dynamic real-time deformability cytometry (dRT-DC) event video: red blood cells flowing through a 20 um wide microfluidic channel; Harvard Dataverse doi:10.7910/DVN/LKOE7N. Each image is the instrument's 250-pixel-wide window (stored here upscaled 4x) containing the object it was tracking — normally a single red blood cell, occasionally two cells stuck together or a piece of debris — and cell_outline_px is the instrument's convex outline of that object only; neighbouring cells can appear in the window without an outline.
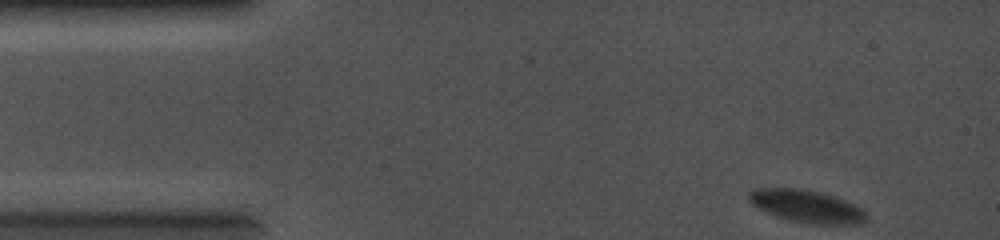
{"species": "common noctule bat (a hibernating species)", "species_latin": "Nyctalus noctula", "temperature_condition": "cold", "stored_images_in_passage": 62, "camera_frame_rate_fps": 5000, "um_per_image_px": 0.085, "animal": {"sex": "female", "body_mass_g": 19.0, "forearm_length_mm": 56.7}, "frame": {"image": 1, "passage_image": 1, "time_ms": 0.0, "image_size_px": [1000, 240], "cell_outline_px": [[868, 220], [864, 224], [808, 224], [788, 220], [776, 216], [752, 204], [748, 200], [748, 192], [752, 188], [800, 188], [820, 192], [844, 200], [860, 208], [868, 216]], "centroid_in_image_um": [68.56, 17.54], "position_along_channel_um": 16.4, "area_um2": 22.31}}
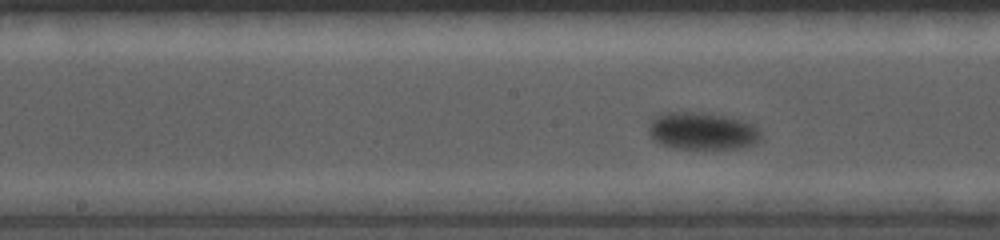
{"frame": {"image": 2, "passage_image": 30, "time_ms": 5.8, "image_size_px": [1000, 240], "cell_outline_px": [[760, 140], [756, 144], [740, 148], [672, 148], [660, 144], [652, 140], [648, 132], [648, 124], [660, 112], [700, 112], [724, 116], [756, 124], [760, 132]], "centroid_in_image_um": [59.66, 11.13], "position_along_channel_um": 188.5, "area_um2": 24.68}}
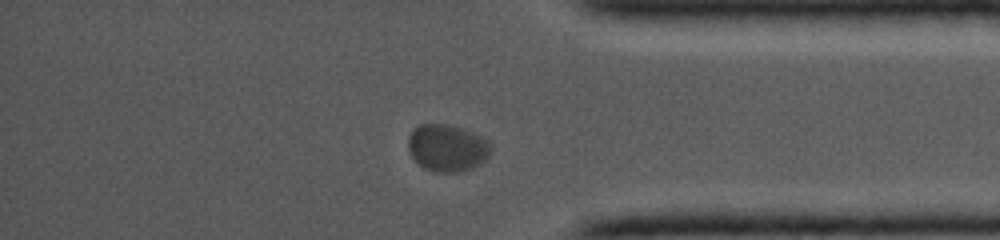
{"frame": {"image": 3, "passage_image": 54, "time_ms": 10.6, "image_size_px": [1000, 240], "cell_outline_px": [[492, 148], [488, 156], [480, 164], [472, 168], [460, 172], [436, 172], [424, 168], [408, 152], [408, 136], [412, 128], [420, 124], [448, 124], [460, 128], [480, 136], [488, 140], [492, 144]], "centroid_in_image_um": [38.0, 12.57], "position_along_channel_um": 397.2, "area_um2": 22.77}}